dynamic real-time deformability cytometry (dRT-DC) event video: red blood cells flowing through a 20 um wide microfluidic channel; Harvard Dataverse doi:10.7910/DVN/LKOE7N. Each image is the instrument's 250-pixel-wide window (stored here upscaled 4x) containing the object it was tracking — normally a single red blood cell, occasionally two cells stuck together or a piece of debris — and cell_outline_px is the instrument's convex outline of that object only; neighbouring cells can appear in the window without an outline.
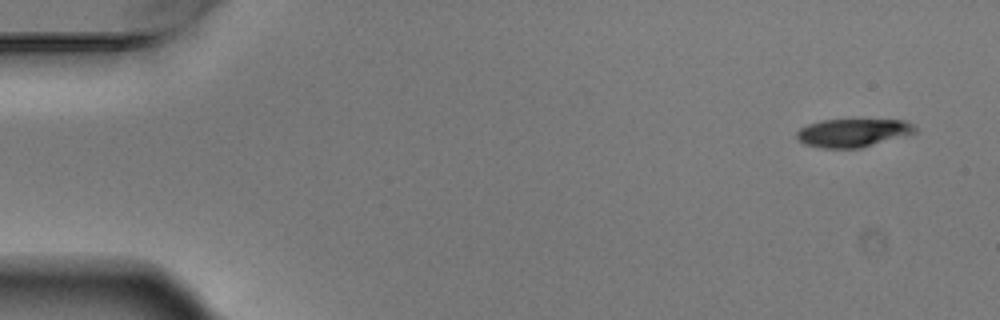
{"species": "Egyptian fruit bat (a non-hibernating species)", "species_latin": "Rousettus aegyptiacus", "temperature_condition": "warm", "stored_images_in_passage": 5, "camera_frame_rate_fps": 3000, "um_per_image_px": 0.085, "animal": {"sex": "male"}, "frame": {"image": 1, "passage_image": 1, "time_ms": 0.0, "image_size_px": [1000, 320], "cell_outline_px": [[916, 132], [860, 148], [824, 148], [804, 144], [796, 136], [796, 132], [800, 128], [808, 124], [820, 120], [904, 120], [916, 124]], "centroid_in_image_um": [72.49, 11.28], "position_along_channel_um": 12.5, "area_um2": 19.31}}
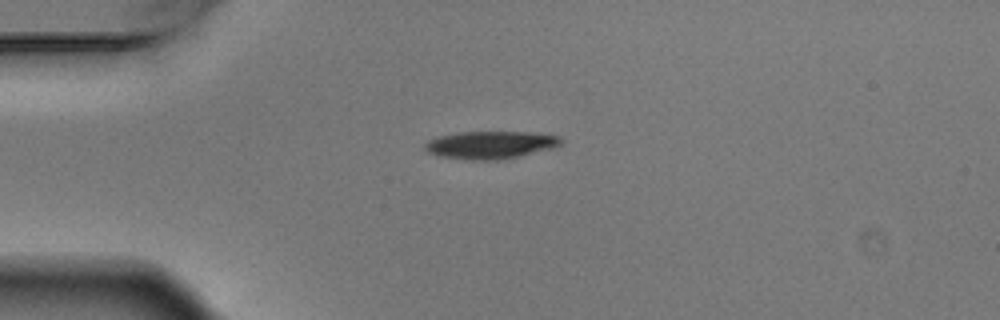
{"frame": {"image": 2, "passage_image": 4, "time_ms": 1.0, "image_size_px": [1000, 320], "cell_outline_px": [[564, 140], [560, 144], [552, 148], [516, 156], [492, 160], [472, 160], [444, 156], [428, 152], [424, 148], [424, 144], [428, 140], [440, 136], [460, 132], [528, 132], [560, 136]], "centroid_in_image_um": [41.69, 12.3], "position_along_channel_um": 43.3, "area_um2": 21.44}}